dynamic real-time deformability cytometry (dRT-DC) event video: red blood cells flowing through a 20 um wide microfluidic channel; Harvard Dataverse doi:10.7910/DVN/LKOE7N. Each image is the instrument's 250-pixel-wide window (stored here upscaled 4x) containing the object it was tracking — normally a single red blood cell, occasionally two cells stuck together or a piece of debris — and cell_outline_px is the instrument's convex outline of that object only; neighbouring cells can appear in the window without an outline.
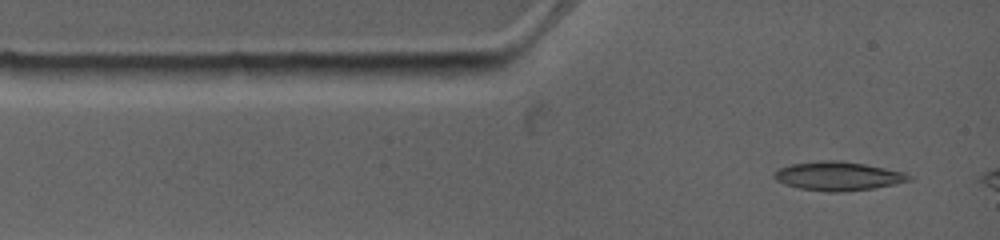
{"species": "common noctule bat (a hibernating species)", "species_latin": "Nyctalus noctula", "temperature_condition": "warm", "stored_images_in_passage": 3, "camera_frame_rate_fps": 4500, "um_per_image_px": 0.085, "animal": {"sex": "female", "body_mass_g": 19.0, "forearm_length_mm": 53.3}, "frame": {"image": 1, "passage_image": 1, "time_ms": 0.0, "image_size_px": [1000, 240], "cell_outline_px": [[912, 180], [896, 184], [872, 188], [844, 192], [828, 192], [800, 188], [784, 184], [776, 180], [772, 176], [780, 168], [792, 164], [820, 160], [844, 160], [904, 172], [912, 176]], "centroid_in_image_um": [71.25, 14.96], "position_along_channel_um": 13.7, "area_um2": 22.66}}